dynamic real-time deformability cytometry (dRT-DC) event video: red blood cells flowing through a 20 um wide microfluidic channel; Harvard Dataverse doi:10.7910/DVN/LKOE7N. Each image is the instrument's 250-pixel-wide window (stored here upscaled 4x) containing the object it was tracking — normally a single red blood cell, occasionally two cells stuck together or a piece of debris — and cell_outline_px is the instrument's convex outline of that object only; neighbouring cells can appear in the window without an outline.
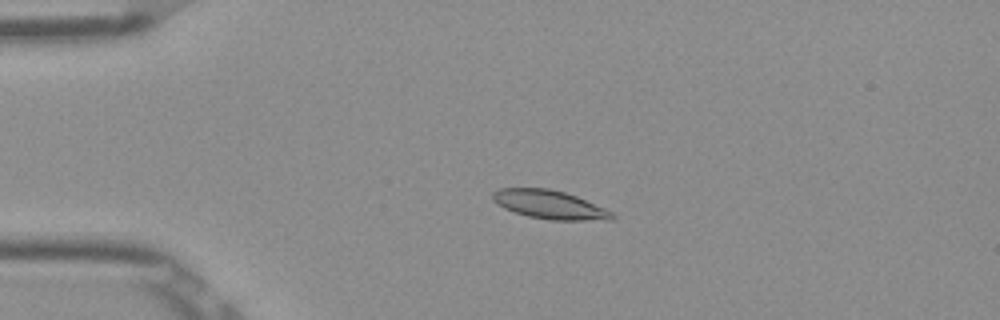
{"species": "Egyptian fruit bat (a non-hibernating species)", "species_latin": "Rousettus aegyptiacus", "temperature_condition": "room temperature", "stored_images_in_passage": 53, "camera_frame_rate_fps": 3000, "um_per_image_px": 0.085, "frame": {"image": 1, "passage_image": 13, "time_ms": 4.0, "image_size_px": [1000, 320], "cell_outline_px": [[616, 216], [612, 220], [552, 220], [528, 216], [504, 208], [492, 200], [492, 192], [500, 188], [548, 188], [564, 192], [576, 196], [604, 208], [612, 212]], "centroid_in_image_um": [46.71, 17.39], "position_along_channel_um": 38.3, "area_um2": 19.77}}
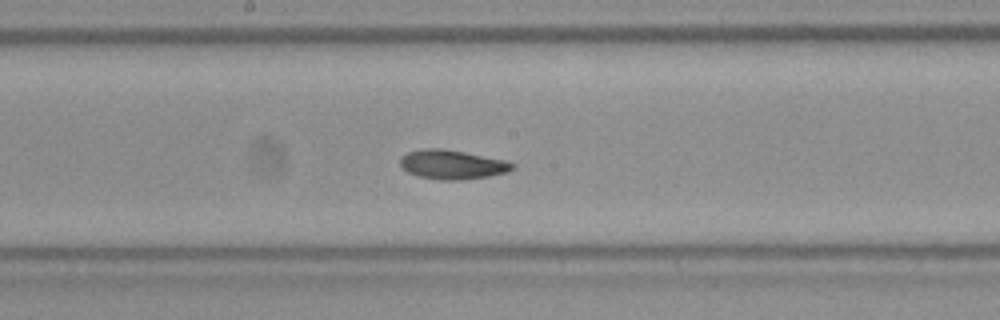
{"frame": {"image": 2, "passage_image": 29, "time_ms": 9.333, "image_size_px": [1000, 320], "cell_outline_px": [[516, 164], [508, 172], [488, 176], [460, 180], [440, 180], [420, 176], [408, 172], [400, 164], [400, 156], [408, 152], [424, 148], [440, 148], [464, 152], [504, 160]], "centroid_in_image_um": [38.42, 13.98], "position_along_channel_um": 209.8, "area_um2": 18.9}}
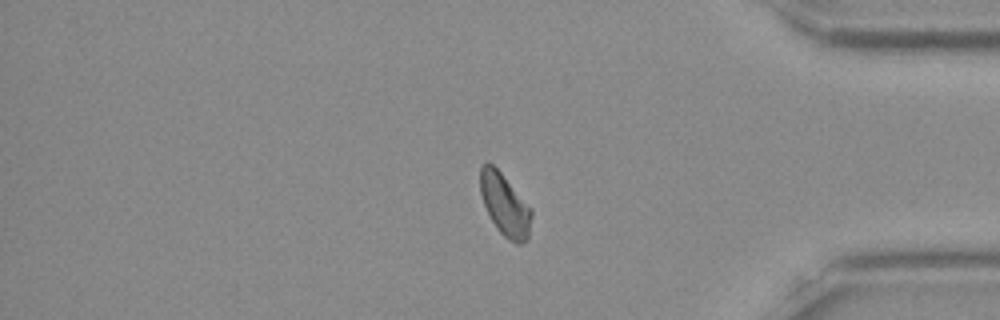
{"frame": {"image": 3, "passage_image": 45, "time_ms": 14.667, "image_size_px": [1000, 320], "cell_outline_px": [[532, 216], [528, 240], [524, 244], [516, 244], [508, 240], [496, 228], [484, 204], [480, 192], [480, 168], [488, 160], [500, 172], [532, 208]], "centroid_in_image_um": [42.93, 17.44], "position_along_channel_um": 392.3, "area_um2": 18.61}, "authors_computed_cell_mechanics": {"area_um2": 18.8428, "velocity_mm_per_s": 3.8571, "shape_relaxation_time_tau1_ms": 4.837, "shape_relaxation_time_tau2_ms": 2.2558, "deformation_change_tau1": 0.1084, "deformation_change_tau2": 0.0611}}